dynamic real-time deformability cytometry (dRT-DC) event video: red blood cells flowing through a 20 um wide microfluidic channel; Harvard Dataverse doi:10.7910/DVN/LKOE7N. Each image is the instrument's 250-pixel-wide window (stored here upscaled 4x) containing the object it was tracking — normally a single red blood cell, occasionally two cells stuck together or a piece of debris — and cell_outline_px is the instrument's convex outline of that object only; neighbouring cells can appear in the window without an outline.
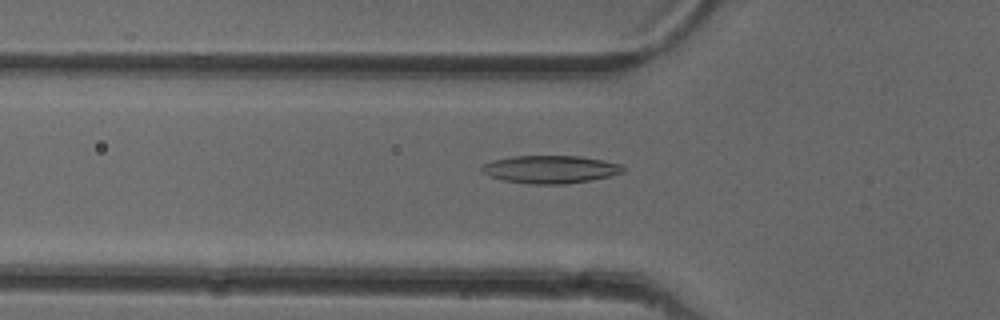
{"species": "common noctule bat (a hibernating species)", "species_latin": "Nyctalus noctula", "temperature_condition": "cold", "stored_images_in_passage": 30, "camera_frame_rate_fps": 3000, "um_per_image_px": 0.085, "animal": {"sex": "female"}, "frame": {"image": 1, "passage_image": 8, "time_ms": 2.333, "image_size_px": [1000, 320], "cell_outline_px": [[624, 172], [592, 180], [564, 184], [528, 184], [504, 180], [488, 176], [480, 172], [480, 168], [484, 164], [492, 160], [512, 156], [580, 156], [620, 164], [624, 168]], "centroid_in_image_um": [46.72, 14.4], "position_along_channel_um": 79.1, "area_um2": 22.89}}
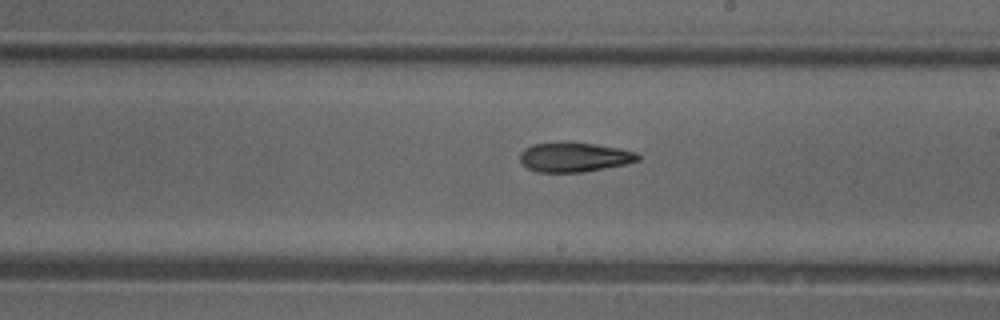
{"frame": {"image": 2, "passage_image": 20, "time_ms": 6.333, "image_size_px": [1000, 320], "cell_outline_px": [[640, 160], [624, 164], [584, 172], [536, 172], [528, 168], [520, 160], [520, 152], [524, 148], [532, 144], [596, 144], [620, 148], [636, 152], [640, 156]], "centroid_in_image_um": [48.83, 13.38], "position_along_channel_um": 240.2, "area_um2": 19.77}}
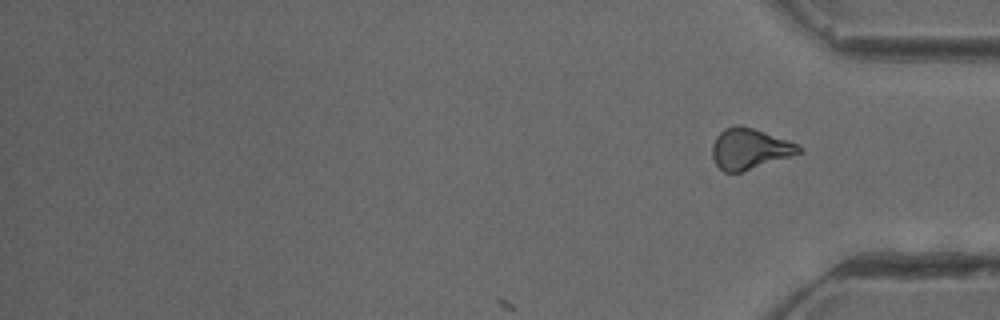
{"frame": {"image": 3, "passage_image": 30, "time_ms": 9.667, "image_size_px": [1000, 320], "cell_outline_px": [[804, 152], [740, 172], [724, 172], [716, 164], [712, 156], [712, 144], [716, 136], [724, 128], [736, 124], [740, 124], [764, 132], [796, 144], [804, 148]], "centroid_in_image_um": [63.69, 12.64], "position_along_channel_um": 371.5, "area_um2": 20.4}, "authors_computed_cell_mechanics": {"area_um2": 20.6057, "velocity_mm_per_s": 4.0, "shape_relaxation_time_tau1_ms": 7.8373, "shape_relaxation_time_tau2_ms": 7.3141, "deformation_change_tau1": 0.1742, "deformation_change_tau2": 0.1798}}